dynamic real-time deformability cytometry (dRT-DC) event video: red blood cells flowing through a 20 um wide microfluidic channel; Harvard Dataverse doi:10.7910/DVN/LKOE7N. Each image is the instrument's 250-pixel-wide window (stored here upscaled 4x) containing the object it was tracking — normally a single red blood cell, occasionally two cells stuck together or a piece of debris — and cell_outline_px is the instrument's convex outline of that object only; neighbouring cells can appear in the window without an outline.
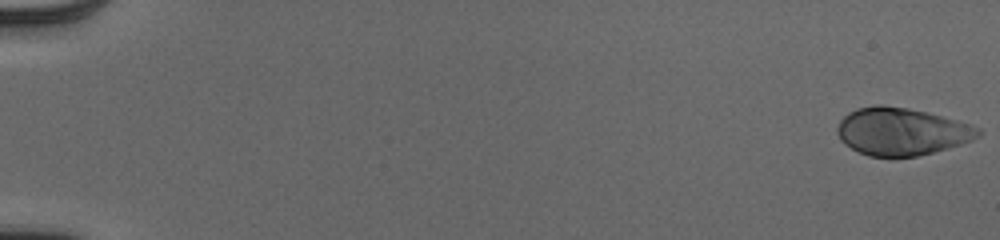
{"species": "human", "species_latin": "Homo sapiens", "temperature_condition": "cold", "stored_images_in_passage": 53, "camera_frame_rate_fps": 3000, "um_per_image_px": 0.085, "donor": {"sex": "male"}, "frame": {"image": 1, "passage_image": 1, "time_ms": 0.0, "image_size_px": [1000, 240], "cell_outline_px": [[984, 132], [980, 136], [972, 140], [960, 144], [932, 152], [916, 156], [868, 156], [844, 144], [840, 140], [836, 132], [836, 128], [840, 120], [848, 112], [856, 108], [876, 104], [884, 104], [908, 108], [972, 124], [980, 128]], "centroid_in_image_um": [76.61, 11.16], "position_along_channel_um": 8.4, "area_um2": 39.02}}
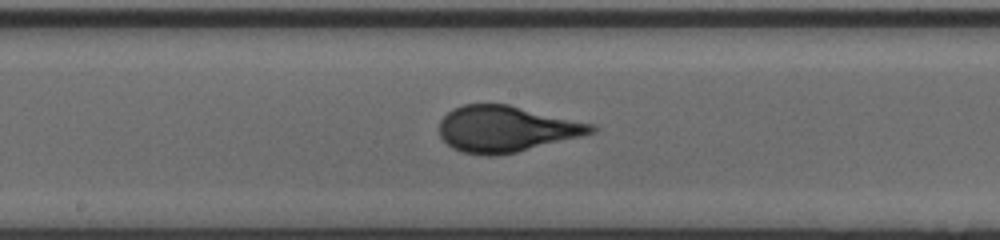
{"frame": {"image": 2, "passage_image": 30, "time_ms": 9.667, "image_size_px": [1000, 240], "cell_outline_px": [[596, 132], [516, 152], [496, 156], [488, 156], [464, 152], [452, 148], [440, 136], [440, 120], [452, 108], [464, 104], [508, 104], [596, 124]], "centroid_in_image_um": [43.03, 10.95], "position_along_channel_um": 205.2, "area_um2": 40.75}}
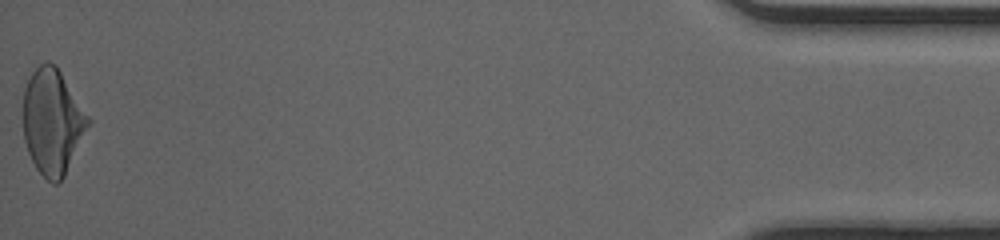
{"frame": {"image": 3, "passage_image": 53, "time_ms": 17.333, "image_size_px": [1000, 240], "cell_outline_px": [[92, 120], [64, 176], [56, 184], [52, 184], [36, 168], [28, 152], [24, 140], [24, 88], [32, 72], [40, 64], [48, 60], [56, 64]], "centroid_in_image_um": [4.47, 10.31], "position_along_channel_um": 430.7, "area_um2": 39.82}}